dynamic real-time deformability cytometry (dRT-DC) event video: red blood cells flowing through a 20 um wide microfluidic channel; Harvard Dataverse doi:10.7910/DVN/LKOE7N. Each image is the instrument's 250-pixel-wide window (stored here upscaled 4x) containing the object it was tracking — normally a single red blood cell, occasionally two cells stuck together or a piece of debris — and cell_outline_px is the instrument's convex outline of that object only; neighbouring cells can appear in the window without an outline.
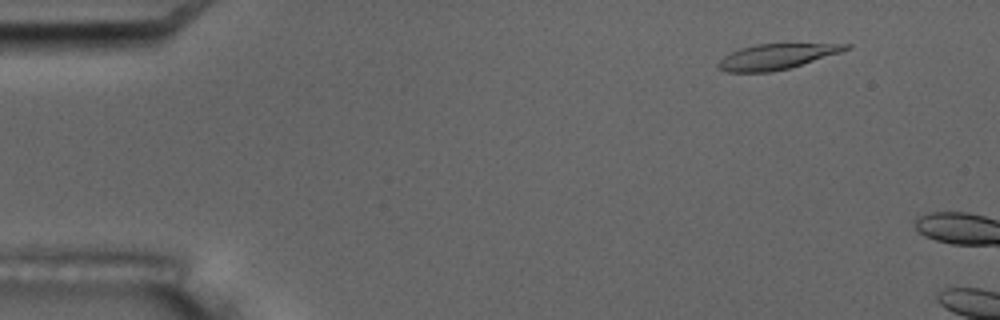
{"species": "common noctule bat (a hibernating species)", "species_latin": "Nyctalus noctula", "temperature_condition": "room temperature", "stored_images_in_passage": 3, "camera_frame_rate_fps": 3000, "um_per_image_px": 0.085, "animal": {"sex": "male", "body_mass_g": 17.5, "forearm_length_mm": 52.3}, "frame": {"image": 1, "passage_image": 2, "time_ms": 1.333, "image_size_px": [1000, 320], "cell_outline_px": [[852, 44], [848, 48], [840, 52], [788, 68], [772, 72], [728, 72], [716, 68], [716, 64], [724, 56], [740, 48], [756, 44]], "centroid_in_image_um": [65.91, 4.82], "position_along_channel_um": 19.1, "area_um2": 18.5}}